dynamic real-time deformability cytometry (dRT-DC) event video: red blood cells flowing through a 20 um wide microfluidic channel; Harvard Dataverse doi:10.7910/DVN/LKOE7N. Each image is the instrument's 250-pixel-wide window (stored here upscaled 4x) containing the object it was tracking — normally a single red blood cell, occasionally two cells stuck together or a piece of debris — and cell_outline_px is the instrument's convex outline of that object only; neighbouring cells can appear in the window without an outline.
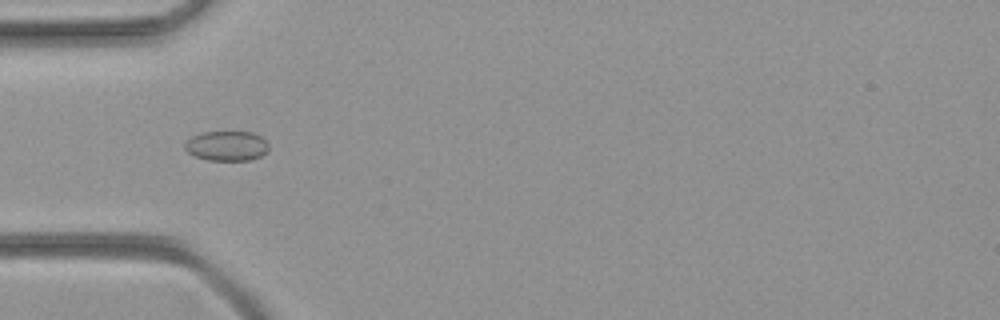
{"species": "common noctule bat (a hibernating species)", "species_latin": "Nyctalus noctula", "temperature_condition": "room temperature", "stored_images_in_passage": 19, "camera_frame_rate_fps": 3000, "um_per_image_px": 0.085, "animal": {"sex": "female", "body_mass_g": 21.9}, "frame": {"image": 1, "passage_image": 4, "time_ms": 1.0, "image_size_px": [1000, 320], "cell_outline_px": [[268, 152], [252, 160], [208, 160], [196, 156], [188, 152], [184, 148], [184, 144], [192, 136], [200, 132], [252, 132], [260, 136], [268, 144]], "centroid_in_image_um": [19.27, 12.4], "position_along_channel_um": 65.7, "area_um2": 14.57}}